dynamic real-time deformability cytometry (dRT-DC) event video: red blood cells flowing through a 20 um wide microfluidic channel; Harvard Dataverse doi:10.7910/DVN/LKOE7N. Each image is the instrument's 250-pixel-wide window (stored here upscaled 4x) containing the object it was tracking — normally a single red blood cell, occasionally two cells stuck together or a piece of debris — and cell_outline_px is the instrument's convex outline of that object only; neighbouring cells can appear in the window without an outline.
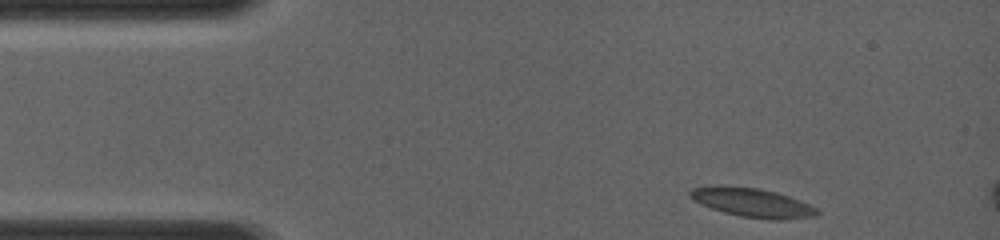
{"species": "common noctule bat (a hibernating species)", "species_latin": "Nyctalus noctula", "temperature_condition": "room temperature", "stored_images_in_passage": 6, "camera_frame_rate_fps": 4000, "um_per_image_px": 0.085, "animal": {"sex": "female", "body_mass_g": 19.0, "forearm_length_mm": 56.7}, "frame": {"image": 1, "passage_image": 1, "time_ms": 0.0, "image_size_px": [1000, 240], "cell_outline_px": [[820, 216], [784, 220], [768, 220], [740, 216], [724, 212], [700, 204], [692, 200], [688, 196], [688, 192], [692, 188], [716, 184], [720, 184], [760, 188], [776, 192], [800, 200], [816, 208], [820, 212]], "centroid_in_image_um": [63.92, 17.21], "position_along_channel_um": 21.1, "area_um2": 22.02}}